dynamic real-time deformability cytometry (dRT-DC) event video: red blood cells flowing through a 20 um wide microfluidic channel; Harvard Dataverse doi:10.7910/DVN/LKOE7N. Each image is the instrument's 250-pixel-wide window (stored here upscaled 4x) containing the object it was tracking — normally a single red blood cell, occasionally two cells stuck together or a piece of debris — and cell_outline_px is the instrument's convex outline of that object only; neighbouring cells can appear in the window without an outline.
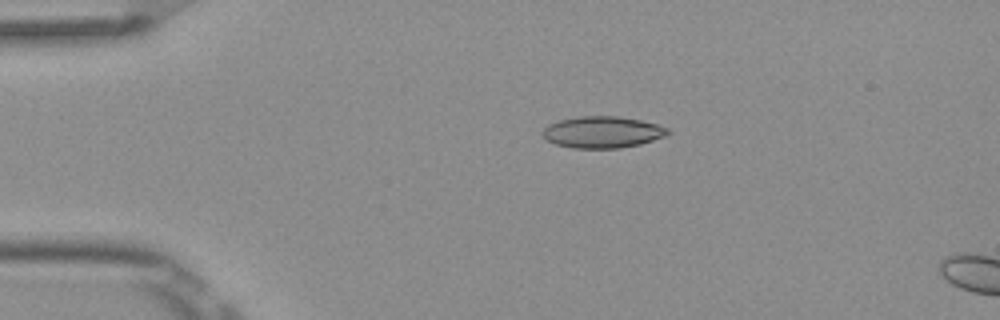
{"species": "Egyptian fruit bat (a non-hibernating species)", "species_latin": "Rousettus aegyptiacus", "temperature_condition": "room temperature", "stored_images_in_passage": 5, "camera_frame_rate_fps": 3000, "um_per_image_px": 0.085, "frame": {"image": 1, "passage_image": 3, "time_ms": 0.667, "image_size_px": [1000, 320], "cell_outline_px": [[672, 132], [664, 136], [640, 144], [620, 148], [572, 148], [556, 144], [548, 140], [540, 132], [548, 124], [560, 120], [580, 116], [616, 116], [640, 120], [656, 124], [668, 128]], "centroid_in_image_um": [51.2, 11.23], "position_along_channel_um": 33.8, "area_um2": 22.95}}